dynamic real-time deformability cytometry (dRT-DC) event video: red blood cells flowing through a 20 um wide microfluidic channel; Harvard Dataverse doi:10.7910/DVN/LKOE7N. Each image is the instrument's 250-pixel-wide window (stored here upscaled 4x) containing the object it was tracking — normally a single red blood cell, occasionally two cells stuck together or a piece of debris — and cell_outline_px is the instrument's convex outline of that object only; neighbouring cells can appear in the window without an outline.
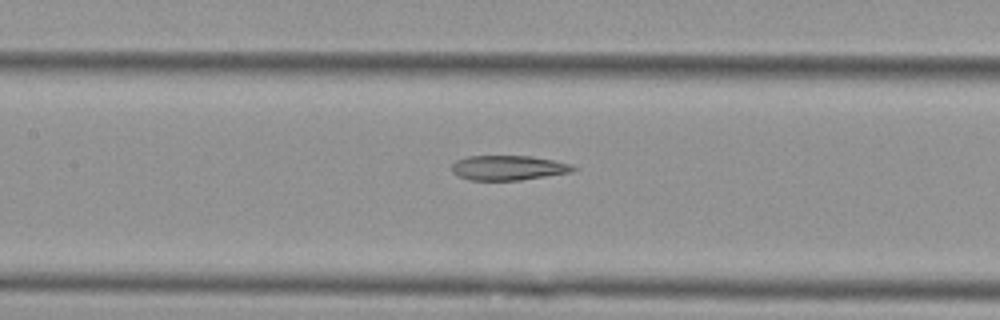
{"species": "Egyptian fruit bat (a non-hibernating species)", "species_latin": "Rousettus aegyptiacus", "temperature_condition": "cold", "stored_images_in_passage": 8, "camera_frame_rate_fps": 3000, "um_per_image_px": 0.085, "animal": {"sex": "female"}, "frame": {"image": 1, "passage_image": 7, "time_ms": 8.0, "image_size_px": [1000, 320], "cell_outline_px": [[580, 168], [572, 172], [520, 180], [468, 180], [452, 172], [452, 164], [456, 160], [468, 156], [532, 156], [572, 164]], "centroid_in_image_um": [43.23, 14.26], "position_along_channel_um": 164.2, "area_um2": 17.57}}
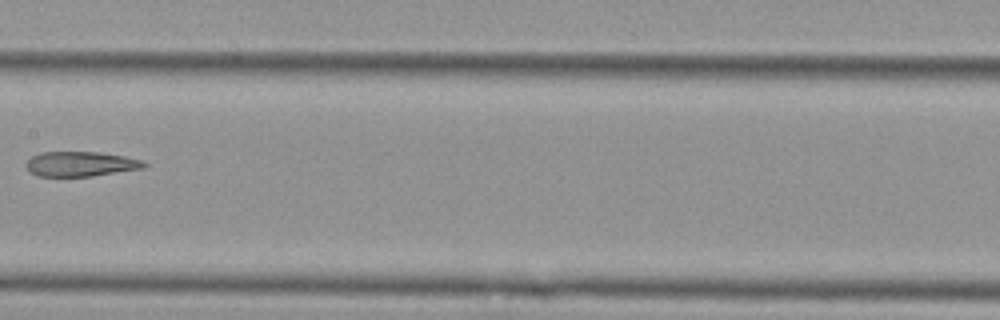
{"frame": {"image": 2, "passage_image": 8, "time_ms": 9.0, "image_size_px": [1000, 320], "cell_outline_px": [[148, 164], [144, 168], [92, 176], [36, 176], [24, 164], [32, 156], [40, 152], [100, 152], [124, 156], [144, 160]], "centroid_in_image_um": [6.88, 13.93], "position_along_channel_um": 200.5, "area_um2": 17.11}}